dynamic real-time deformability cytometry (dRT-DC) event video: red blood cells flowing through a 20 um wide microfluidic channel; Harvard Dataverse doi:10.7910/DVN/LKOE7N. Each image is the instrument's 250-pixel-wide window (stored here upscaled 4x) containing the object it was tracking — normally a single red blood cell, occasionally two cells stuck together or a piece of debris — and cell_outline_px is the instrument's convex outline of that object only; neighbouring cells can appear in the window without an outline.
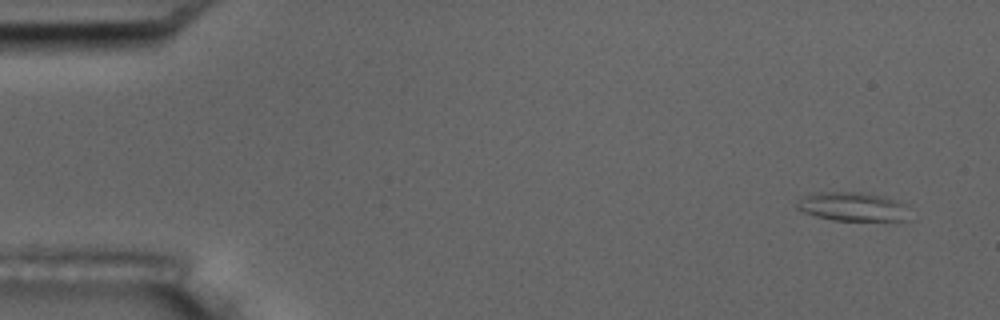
{"species": "common noctule bat (a hibernating species)", "species_latin": "Nyctalus noctula", "temperature_condition": "room temperature", "stored_images_in_passage": 6, "camera_frame_rate_fps": 3000, "um_per_image_px": 0.085, "animal": {"sex": "male", "body_mass_g": 17.5, "forearm_length_mm": 52.3}, "frame": {"image": 1, "passage_image": 1, "time_ms": 0.0, "image_size_px": [1000, 320], "cell_outline_px": [[908, 220], [832, 220], [816, 216], [804, 212], [796, 208], [796, 204], [804, 196], [812, 192], [860, 192], [884, 196], [900, 200], [908, 204]], "centroid_in_image_um": [72.52, 17.55], "position_along_channel_um": 12.5, "area_um2": 19.13}}
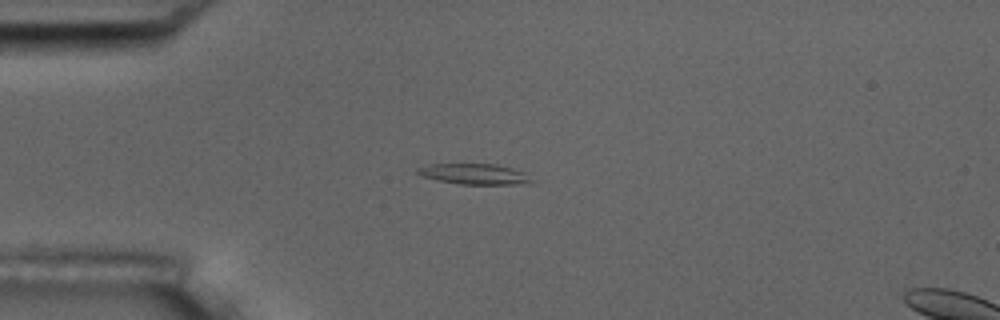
{"frame": {"image": 2, "passage_image": 4, "time_ms": 3.667, "image_size_px": [1000, 320], "cell_outline_px": [[536, 184], [460, 184], [440, 180], [424, 176], [416, 172], [416, 168], [432, 164], [496, 164], [512, 168], [524, 172]], "centroid_in_image_um": [40.39, 14.79], "position_along_channel_um": 44.6, "area_um2": 13.58}}